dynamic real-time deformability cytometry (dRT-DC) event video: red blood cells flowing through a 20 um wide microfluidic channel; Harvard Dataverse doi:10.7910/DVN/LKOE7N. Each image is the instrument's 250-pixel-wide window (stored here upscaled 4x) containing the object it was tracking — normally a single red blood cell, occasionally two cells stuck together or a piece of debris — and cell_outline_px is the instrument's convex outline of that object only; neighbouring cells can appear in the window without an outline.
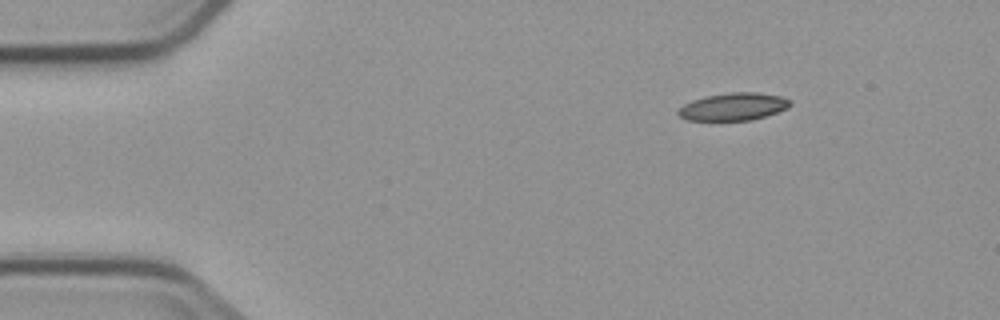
{"species": "common noctule bat (a hibernating species)", "species_latin": "Nyctalus noctula", "temperature_condition": "cold", "stored_images_in_passage": 4, "segment_of_instrument_passage": [1, 2], "camera_frame_rate_fps": 3000, "um_per_image_px": 0.085, "animal": {"sex": "male", "body_mass_g": 23.1, "forearm_length_mm": 52.7}, "frame": {"image": 1, "passage_image": 1, "time_ms": 0.0, "image_size_px": [1000, 320], "cell_outline_px": [[792, 104], [788, 108], [752, 120], [688, 120], [680, 116], [676, 112], [684, 104], [692, 100], [704, 96], [732, 92], [756, 92], [780, 96], [792, 100]], "centroid_in_image_um": [62.35, 9.06], "position_along_channel_um": 22.7, "area_um2": 17.92}}